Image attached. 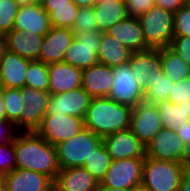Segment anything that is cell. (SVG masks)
Here are the masks:
<instances>
[{"instance_id":"cell-1","label":"cell","mask_w":190,"mask_h":191,"mask_svg":"<svg viewBox=\"0 0 190 191\" xmlns=\"http://www.w3.org/2000/svg\"><path fill=\"white\" fill-rule=\"evenodd\" d=\"M16 168L42 173L53 181L60 171L56 148L35 131L14 136Z\"/></svg>"},{"instance_id":"cell-21","label":"cell","mask_w":190,"mask_h":191,"mask_svg":"<svg viewBox=\"0 0 190 191\" xmlns=\"http://www.w3.org/2000/svg\"><path fill=\"white\" fill-rule=\"evenodd\" d=\"M31 60L7 51L0 59V87L23 88L26 86V73Z\"/></svg>"},{"instance_id":"cell-31","label":"cell","mask_w":190,"mask_h":191,"mask_svg":"<svg viewBox=\"0 0 190 191\" xmlns=\"http://www.w3.org/2000/svg\"><path fill=\"white\" fill-rule=\"evenodd\" d=\"M26 86L49 92L48 65L39 60L31 61L26 73Z\"/></svg>"},{"instance_id":"cell-2","label":"cell","mask_w":190,"mask_h":191,"mask_svg":"<svg viewBox=\"0 0 190 191\" xmlns=\"http://www.w3.org/2000/svg\"><path fill=\"white\" fill-rule=\"evenodd\" d=\"M132 109L108 97L92 98L83 119L85 128L102 138L117 131L127 130Z\"/></svg>"},{"instance_id":"cell-39","label":"cell","mask_w":190,"mask_h":191,"mask_svg":"<svg viewBox=\"0 0 190 191\" xmlns=\"http://www.w3.org/2000/svg\"><path fill=\"white\" fill-rule=\"evenodd\" d=\"M170 48L187 64L190 65V37H173Z\"/></svg>"},{"instance_id":"cell-46","label":"cell","mask_w":190,"mask_h":191,"mask_svg":"<svg viewBox=\"0 0 190 191\" xmlns=\"http://www.w3.org/2000/svg\"><path fill=\"white\" fill-rule=\"evenodd\" d=\"M8 51L6 35L4 33H0V59L4 56V54Z\"/></svg>"},{"instance_id":"cell-58","label":"cell","mask_w":190,"mask_h":191,"mask_svg":"<svg viewBox=\"0 0 190 191\" xmlns=\"http://www.w3.org/2000/svg\"><path fill=\"white\" fill-rule=\"evenodd\" d=\"M1 191H9L6 187H3Z\"/></svg>"},{"instance_id":"cell-25","label":"cell","mask_w":190,"mask_h":191,"mask_svg":"<svg viewBox=\"0 0 190 191\" xmlns=\"http://www.w3.org/2000/svg\"><path fill=\"white\" fill-rule=\"evenodd\" d=\"M132 51L107 32L101 33L98 51V62L109 67H116L128 63Z\"/></svg>"},{"instance_id":"cell-43","label":"cell","mask_w":190,"mask_h":191,"mask_svg":"<svg viewBox=\"0 0 190 191\" xmlns=\"http://www.w3.org/2000/svg\"><path fill=\"white\" fill-rule=\"evenodd\" d=\"M178 136L183 140L187 148L190 146V120L184 122L175 130Z\"/></svg>"},{"instance_id":"cell-8","label":"cell","mask_w":190,"mask_h":191,"mask_svg":"<svg viewBox=\"0 0 190 191\" xmlns=\"http://www.w3.org/2000/svg\"><path fill=\"white\" fill-rule=\"evenodd\" d=\"M85 129L84 120L67 114L45 115L35 132L53 146Z\"/></svg>"},{"instance_id":"cell-23","label":"cell","mask_w":190,"mask_h":191,"mask_svg":"<svg viewBox=\"0 0 190 191\" xmlns=\"http://www.w3.org/2000/svg\"><path fill=\"white\" fill-rule=\"evenodd\" d=\"M59 191H97L99 182L84 168L60 169L53 181Z\"/></svg>"},{"instance_id":"cell-56","label":"cell","mask_w":190,"mask_h":191,"mask_svg":"<svg viewBox=\"0 0 190 191\" xmlns=\"http://www.w3.org/2000/svg\"><path fill=\"white\" fill-rule=\"evenodd\" d=\"M184 5L190 7V0H184Z\"/></svg>"},{"instance_id":"cell-55","label":"cell","mask_w":190,"mask_h":191,"mask_svg":"<svg viewBox=\"0 0 190 191\" xmlns=\"http://www.w3.org/2000/svg\"><path fill=\"white\" fill-rule=\"evenodd\" d=\"M108 0H96V5L100 4V3H105L107 2ZM110 1V0H109Z\"/></svg>"},{"instance_id":"cell-47","label":"cell","mask_w":190,"mask_h":191,"mask_svg":"<svg viewBox=\"0 0 190 191\" xmlns=\"http://www.w3.org/2000/svg\"><path fill=\"white\" fill-rule=\"evenodd\" d=\"M74 4L80 7H92L96 5V0H72Z\"/></svg>"},{"instance_id":"cell-53","label":"cell","mask_w":190,"mask_h":191,"mask_svg":"<svg viewBox=\"0 0 190 191\" xmlns=\"http://www.w3.org/2000/svg\"><path fill=\"white\" fill-rule=\"evenodd\" d=\"M4 187V175L0 174V191L3 189Z\"/></svg>"},{"instance_id":"cell-40","label":"cell","mask_w":190,"mask_h":191,"mask_svg":"<svg viewBox=\"0 0 190 191\" xmlns=\"http://www.w3.org/2000/svg\"><path fill=\"white\" fill-rule=\"evenodd\" d=\"M127 4L128 15L138 17L155 6V0H123Z\"/></svg>"},{"instance_id":"cell-44","label":"cell","mask_w":190,"mask_h":191,"mask_svg":"<svg viewBox=\"0 0 190 191\" xmlns=\"http://www.w3.org/2000/svg\"><path fill=\"white\" fill-rule=\"evenodd\" d=\"M61 5H76L72 0H47L43 9L49 14L51 12V6H61Z\"/></svg>"},{"instance_id":"cell-45","label":"cell","mask_w":190,"mask_h":191,"mask_svg":"<svg viewBox=\"0 0 190 191\" xmlns=\"http://www.w3.org/2000/svg\"><path fill=\"white\" fill-rule=\"evenodd\" d=\"M178 191H190V168L184 172L181 182L178 187Z\"/></svg>"},{"instance_id":"cell-27","label":"cell","mask_w":190,"mask_h":191,"mask_svg":"<svg viewBox=\"0 0 190 191\" xmlns=\"http://www.w3.org/2000/svg\"><path fill=\"white\" fill-rule=\"evenodd\" d=\"M156 105L163 128L175 131L179 125L190 120V103L173 104L166 100Z\"/></svg>"},{"instance_id":"cell-34","label":"cell","mask_w":190,"mask_h":191,"mask_svg":"<svg viewBox=\"0 0 190 191\" xmlns=\"http://www.w3.org/2000/svg\"><path fill=\"white\" fill-rule=\"evenodd\" d=\"M19 5L13 0H0V33L13 30Z\"/></svg>"},{"instance_id":"cell-20","label":"cell","mask_w":190,"mask_h":191,"mask_svg":"<svg viewBox=\"0 0 190 191\" xmlns=\"http://www.w3.org/2000/svg\"><path fill=\"white\" fill-rule=\"evenodd\" d=\"M129 65L132 74H134L135 79L143 89L156 72H163L161 51L157 48L135 51L130 57Z\"/></svg>"},{"instance_id":"cell-13","label":"cell","mask_w":190,"mask_h":191,"mask_svg":"<svg viewBox=\"0 0 190 191\" xmlns=\"http://www.w3.org/2000/svg\"><path fill=\"white\" fill-rule=\"evenodd\" d=\"M103 144L112 160L146 157L145 145L130 129L104 136Z\"/></svg>"},{"instance_id":"cell-15","label":"cell","mask_w":190,"mask_h":191,"mask_svg":"<svg viewBox=\"0 0 190 191\" xmlns=\"http://www.w3.org/2000/svg\"><path fill=\"white\" fill-rule=\"evenodd\" d=\"M74 38L72 29L51 27L44 36L39 61L47 65L63 62L65 52Z\"/></svg>"},{"instance_id":"cell-50","label":"cell","mask_w":190,"mask_h":191,"mask_svg":"<svg viewBox=\"0 0 190 191\" xmlns=\"http://www.w3.org/2000/svg\"><path fill=\"white\" fill-rule=\"evenodd\" d=\"M97 191H128V190H122V189H116V188L102 187L101 185H99Z\"/></svg>"},{"instance_id":"cell-35","label":"cell","mask_w":190,"mask_h":191,"mask_svg":"<svg viewBox=\"0 0 190 191\" xmlns=\"http://www.w3.org/2000/svg\"><path fill=\"white\" fill-rule=\"evenodd\" d=\"M97 18L95 17L94 6L80 7L78 15L72 27L73 32H84L97 30Z\"/></svg>"},{"instance_id":"cell-4","label":"cell","mask_w":190,"mask_h":191,"mask_svg":"<svg viewBox=\"0 0 190 191\" xmlns=\"http://www.w3.org/2000/svg\"><path fill=\"white\" fill-rule=\"evenodd\" d=\"M103 143V138L89 129L55 145L60 169L83 167L85 160Z\"/></svg>"},{"instance_id":"cell-9","label":"cell","mask_w":190,"mask_h":191,"mask_svg":"<svg viewBox=\"0 0 190 191\" xmlns=\"http://www.w3.org/2000/svg\"><path fill=\"white\" fill-rule=\"evenodd\" d=\"M145 158L112 160L108 171L99 183L102 187L129 190L142 182Z\"/></svg>"},{"instance_id":"cell-6","label":"cell","mask_w":190,"mask_h":191,"mask_svg":"<svg viewBox=\"0 0 190 191\" xmlns=\"http://www.w3.org/2000/svg\"><path fill=\"white\" fill-rule=\"evenodd\" d=\"M51 94L48 91L37 90L24 86L21 88L20 118L13 124L22 132L35 131L47 113Z\"/></svg>"},{"instance_id":"cell-19","label":"cell","mask_w":190,"mask_h":191,"mask_svg":"<svg viewBox=\"0 0 190 191\" xmlns=\"http://www.w3.org/2000/svg\"><path fill=\"white\" fill-rule=\"evenodd\" d=\"M50 28L49 14L43 9V6L36 4L19 6L13 29L45 36Z\"/></svg>"},{"instance_id":"cell-5","label":"cell","mask_w":190,"mask_h":191,"mask_svg":"<svg viewBox=\"0 0 190 191\" xmlns=\"http://www.w3.org/2000/svg\"><path fill=\"white\" fill-rule=\"evenodd\" d=\"M147 45L150 48L170 47L173 39L174 14L153 6L138 17Z\"/></svg>"},{"instance_id":"cell-14","label":"cell","mask_w":190,"mask_h":191,"mask_svg":"<svg viewBox=\"0 0 190 191\" xmlns=\"http://www.w3.org/2000/svg\"><path fill=\"white\" fill-rule=\"evenodd\" d=\"M92 97L82 87L63 94H53L46 115L67 114L84 119Z\"/></svg>"},{"instance_id":"cell-18","label":"cell","mask_w":190,"mask_h":191,"mask_svg":"<svg viewBox=\"0 0 190 191\" xmlns=\"http://www.w3.org/2000/svg\"><path fill=\"white\" fill-rule=\"evenodd\" d=\"M49 93L63 94L81 87L82 70L69 63L58 62L48 64Z\"/></svg>"},{"instance_id":"cell-38","label":"cell","mask_w":190,"mask_h":191,"mask_svg":"<svg viewBox=\"0 0 190 191\" xmlns=\"http://www.w3.org/2000/svg\"><path fill=\"white\" fill-rule=\"evenodd\" d=\"M168 101L173 104L190 103V77L174 83Z\"/></svg>"},{"instance_id":"cell-32","label":"cell","mask_w":190,"mask_h":191,"mask_svg":"<svg viewBox=\"0 0 190 191\" xmlns=\"http://www.w3.org/2000/svg\"><path fill=\"white\" fill-rule=\"evenodd\" d=\"M78 12L77 5L51 6L49 13L51 27L72 29Z\"/></svg>"},{"instance_id":"cell-22","label":"cell","mask_w":190,"mask_h":191,"mask_svg":"<svg viewBox=\"0 0 190 191\" xmlns=\"http://www.w3.org/2000/svg\"><path fill=\"white\" fill-rule=\"evenodd\" d=\"M107 33L128 47L132 52L150 48L145 41L143 30L137 17L128 16L113 25Z\"/></svg>"},{"instance_id":"cell-26","label":"cell","mask_w":190,"mask_h":191,"mask_svg":"<svg viewBox=\"0 0 190 191\" xmlns=\"http://www.w3.org/2000/svg\"><path fill=\"white\" fill-rule=\"evenodd\" d=\"M95 17L97 18V30L101 33L108 30L116 23L127 18V4L123 0H108L94 6Z\"/></svg>"},{"instance_id":"cell-54","label":"cell","mask_w":190,"mask_h":191,"mask_svg":"<svg viewBox=\"0 0 190 191\" xmlns=\"http://www.w3.org/2000/svg\"><path fill=\"white\" fill-rule=\"evenodd\" d=\"M187 165L190 168V146L188 148V159H187Z\"/></svg>"},{"instance_id":"cell-57","label":"cell","mask_w":190,"mask_h":191,"mask_svg":"<svg viewBox=\"0 0 190 191\" xmlns=\"http://www.w3.org/2000/svg\"><path fill=\"white\" fill-rule=\"evenodd\" d=\"M49 191H59V190L53 186Z\"/></svg>"},{"instance_id":"cell-12","label":"cell","mask_w":190,"mask_h":191,"mask_svg":"<svg viewBox=\"0 0 190 191\" xmlns=\"http://www.w3.org/2000/svg\"><path fill=\"white\" fill-rule=\"evenodd\" d=\"M162 128L157 105L143 101L132 109L129 129L145 146Z\"/></svg>"},{"instance_id":"cell-49","label":"cell","mask_w":190,"mask_h":191,"mask_svg":"<svg viewBox=\"0 0 190 191\" xmlns=\"http://www.w3.org/2000/svg\"><path fill=\"white\" fill-rule=\"evenodd\" d=\"M13 1H15L19 6L34 4V0H13Z\"/></svg>"},{"instance_id":"cell-48","label":"cell","mask_w":190,"mask_h":191,"mask_svg":"<svg viewBox=\"0 0 190 191\" xmlns=\"http://www.w3.org/2000/svg\"><path fill=\"white\" fill-rule=\"evenodd\" d=\"M0 120H7L4 109L3 87H0Z\"/></svg>"},{"instance_id":"cell-17","label":"cell","mask_w":190,"mask_h":191,"mask_svg":"<svg viewBox=\"0 0 190 191\" xmlns=\"http://www.w3.org/2000/svg\"><path fill=\"white\" fill-rule=\"evenodd\" d=\"M4 187L9 191H49L53 180L33 170L15 168L4 175Z\"/></svg>"},{"instance_id":"cell-51","label":"cell","mask_w":190,"mask_h":191,"mask_svg":"<svg viewBox=\"0 0 190 191\" xmlns=\"http://www.w3.org/2000/svg\"><path fill=\"white\" fill-rule=\"evenodd\" d=\"M128 191H149V190L145 186L140 184L138 186L130 188Z\"/></svg>"},{"instance_id":"cell-3","label":"cell","mask_w":190,"mask_h":191,"mask_svg":"<svg viewBox=\"0 0 190 191\" xmlns=\"http://www.w3.org/2000/svg\"><path fill=\"white\" fill-rule=\"evenodd\" d=\"M188 165L145 157L141 184L149 191H178Z\"/></svg>"},{"instance_id":"cell-36","label":"cell","mask_w":190,"mask_h":191,"mask_svg":"<svg viewBox=\"0 0 190 191\" xmlns=\"http://www.w3.org/2000/svg\"><path fill=\"white\" fill-rule=\"evenodd\" d=\"M190 37V7L182 6L174 13L173 37Z\"/></svg>"},{"instance_id":"cell-16","label":"cell","mask_w":190,"mask_h":191,"mask_svg":"<svg viewBox=\"0 0 190 191\" xmlns=\"http://www.w3.org/2000/svg\"><path fill=\"white\" fill-rule=\"evenodd\" d=\"M113 81V67L98 63L82 70L81 87L92 98L108 97Z\"/></svg>"},{"instance_id":"cell-10","label":"cell","mask_w":190,"mask_h":191,"mask_svg":"<svg viewBox=\"0 0 190 191\" xmlns=\"http://www.w3.org/2000/svg\"><path fill=\"white\" fill-rule=\"evenodd\" d=\"M145 148L146 157L187 164L188 148L176 131L162 128Z\"/></svg>"},{"instance_id":"cell-29","label":"cell","mask_w":190,"mask_h":191,"mask_svg":"<svg viewBox=\"0 0 190 191\" xmlns=\"http://www.w3.org/2000/svg\"><path fill=\"white\" fill-rule=\"evenodd\" d=\"M173 86L174 83L163 72H156L142 89L145 94L144 101L156 105L168 100Z\"/></svg>"},{"instance_id":"cell-37","label":"cell","mask_w":190,"mask_h":191,"mask_svg":"<svg viewBox=\"0 0 190 191\" xmlns=\"http://www.w3.org/2000/svg\"><path fill=\"white\" fill-rule=\"evenodd\" d=\"M16 168L14 138L0 145V174H7Z\"/></svg>"},{"instance_id":"cell-33","label":"cell","mask_w":190,"mask_h":191,"mask_svg":"<svg viewBox=\"0 0 190 191\" xmlns=\"http://www.w3.org/2000/svg\"><path fill=\"white\" fill-rule=\"evenodd\" d=\"M20 98L21 88H3L4 109L12 124L20 118Z\"/></svg>"},{"instance_id":"cell-7","label":"cell","mask_w":190,"mask_h":191,"mask_svg":"<svg viewBox=\"0 0 190 191\" xmlns=\"http://www.w3.org/2000/svg\"><path fill=\"white\" fill-rule=\"evenodd\" d=\"M74 37L63 61L81 70L98 64L101 32L99 30L74 32Z\"/></svg>"},{"instance_id":"cell-52","label":"cell","mask_w":190,"mask_h":191,"mask_svg":"<svg viewBox=\"0 0 190 191\" xmlns=\"http://www.w3.org/2000/svg\"><path fill=\"white\" fill-rule=\"evenodd\" d=\"M46 2L47 0H34V4L40 5V6L45 5Z\"/></svg>"},{"instance_id":"cell-42","label":"cell","mask_w":190,"mask_h":191,"mask_svg":"<svg viewBox=\"0 0 190 191\" xmlns=\"http://www.w3.org/2000/svg\"><path fill=\"white\" fill-rule=\"evenodd\" d=\"M155 6L170 11L173 14L184 6V0H155Z\"/></svg>"},{"instance_id":"cell-11","label":"cell","mask_w":190,"mask_h":191,"mask_svg":"<svg viewBox=\"0 0 190 191\" xmlns=\"http://www.w3.org/2000/svg\"><path fill=\"white\" fill-rule=\"evenodd\" d=\"M114 81L108 98L134 108L144 101L145 94L132 74L128 63L113 67Z\"/></svg>"},{"instance_id":"cell-24","label":"cell","mask_w":190,"mask_h":191,"mask_svg":"<svg viewBox=\"0 0 190 191\" xmlns=\"http://www.w3.org/2000/svg\"><path fill=\"white\" fill-rule=\"evenodd\" d=\"M8 51L16 53L28 60H39L44 36L32 32L24 33L22 30L13 29L6 33Z\"/></svg>"},{"instance_id":"cell-28","label":"cell","mask_w":190,"mask_h":191,"mask_svg":"<svg viewBox=\"0 0 190 191\" xmlns=\"http://www.w3.org/2000/svg\"><path fill=\"white\" fill-rule=\"evenodd\" d=\"M163 74L173 83L190 77V65L185 63L170 47L160 48Z\"/></svg>"},{"instance_id":"cell-41","label":"cell","mask_w":190,"mask_h":191,"mask_svg":"<svg viewBox=\"0 0 190 191\" xmlns=\"http://www.w3.org/2000/svg\"><path fill=\"white\" fill-rule=\"evenodd\" d=\"M14 125L7 120H0V145L12 141L16 132Z\"/></svg>"},{"instance_id":"cell-30","label":"cell","mask_w":190,"mask_h":191,"mask_svg":"<svg viewBox=\"0 0 190 191\" xmlns=\"http://www.w3.org/2000/svg\"><path fill=\"white\" fill-rule=\"evenodd\" d=\"M112 159L102 143L93 151L83 167L100 183L109 169Z\"/></svg>"}]
</instances>
